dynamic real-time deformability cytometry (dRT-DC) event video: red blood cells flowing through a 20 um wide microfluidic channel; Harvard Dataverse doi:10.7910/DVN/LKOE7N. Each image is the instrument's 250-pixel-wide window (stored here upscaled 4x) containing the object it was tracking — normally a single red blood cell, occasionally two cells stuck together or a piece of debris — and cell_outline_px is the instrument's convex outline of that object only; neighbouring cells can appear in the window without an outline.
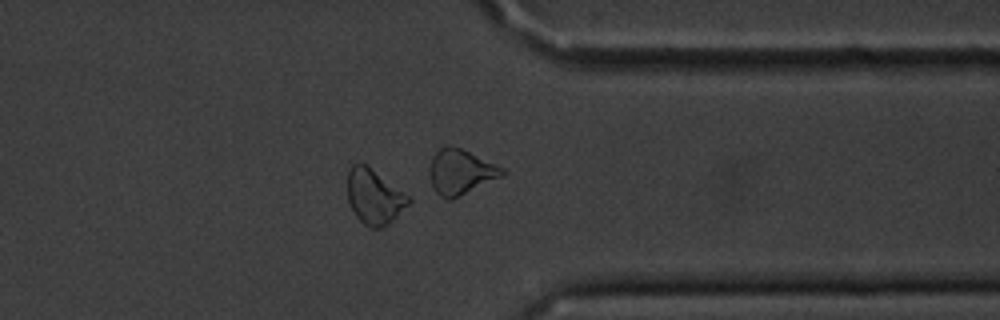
{"species": "common noctule bat (a hibernating species)", "species_latin": "Nyctalus noctula", "temperature_condition": "cold", "stored_images_in_passage": 39, "camera_frame_rate_fps": 3000, "um_per_image_px": 0.085, "animal": {"sex": "male", "body_mass_g": 20.1, "forearm_length_mm": 53.5}, "frame": {"image": 1, "passage_image": 28, "time_ms": 9.0, "image_size_px": [1000, 320], "cell_outline_px": [[412, 200], [388, 224], [380, 228], [372, 228], [364, 224], [356, 216], [348, 200], [348, 172], [352, 164], [364, 164], [412, 196]], "centroid_in_image_um": [31.84, 16.72], "position_along_channel_um": 379.6, "area_um2": 19.31}, "authors_computed_cell_mechanics": {"area_um2": 19.4786, "velocity_mm_per_s": 3.6114, "shape_relaxation_time_tau1_ms": 2.6049, "shape_relaxation_time_tau2_ms": 2.5259, "deformation_change_tau1": 0.0914, "deformation_change_tau2": 0.0956}}